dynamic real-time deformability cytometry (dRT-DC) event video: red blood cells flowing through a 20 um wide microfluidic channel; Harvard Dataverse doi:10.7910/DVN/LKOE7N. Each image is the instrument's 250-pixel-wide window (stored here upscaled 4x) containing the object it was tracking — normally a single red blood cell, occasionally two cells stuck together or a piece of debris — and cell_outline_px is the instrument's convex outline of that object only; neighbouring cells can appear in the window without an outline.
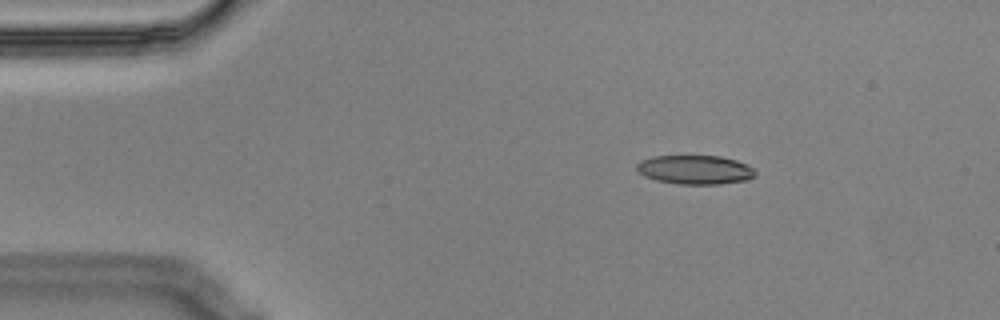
{"species": "Egyptian fruit bat (a non-hibernating species)", "species_latin": "Rousettus aegyptiacus", "temperature_condition": "cold", "stored_images_in_passage": 4, "camera_frame_rate_fps": 3000, "um_per_image_px": 0.085, "animal": {"sex": "male"}, "frame": {"image": 1, "passage_image": 2, "time_ms": 0.333, "image_size_px": [1000, 320], "cell_outline_px": [[756, 176], [748, 180], [720, 184], [680, 184], [656, 180], [644, 176], [636, 172], [636, 164], [640, 160], [656, 156], [720, 156], [736, 160], [748, 164], [756, 172]], "centroid_in_image_um": [59.08, 14.43], "position_along_channel_um": 25.9, "area_um2": 20.23}}